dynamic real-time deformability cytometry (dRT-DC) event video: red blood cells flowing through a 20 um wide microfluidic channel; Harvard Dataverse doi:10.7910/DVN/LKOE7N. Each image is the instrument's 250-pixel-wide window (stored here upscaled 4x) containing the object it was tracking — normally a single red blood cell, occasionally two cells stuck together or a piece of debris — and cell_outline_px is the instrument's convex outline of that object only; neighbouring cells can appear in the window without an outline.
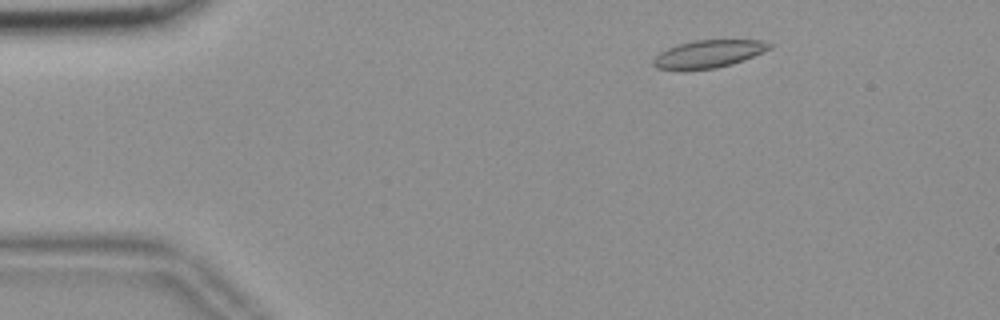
{"species": "common noctule bat (a hibernating species)", "species_latin": "Nyctalus noctula", "temperature_condition": "room temperature", "stored_images_in_passage": 53, "camera_frame_rate_fps": 3000, "um_per_image_px": 0.085, "animal": {"sex": "female", "body_mass_g": 18.4}, "frame": {"image": 1, "passage_image": 6, "time_ms": 1.667, "image_size_px": [1000, 320], "cell_outline_px": [[772, 48], [744, 60], [732, 64], [716, 68], [656, 68], [652, 64], [652, 60], [660, 52], [676, 44], [696, 40], [760, 40], [772, 44]], "centroid_in_image_um": [60.26, 4.55], "position_along_channel_um": 24.7, "area_um2": 18.32}}
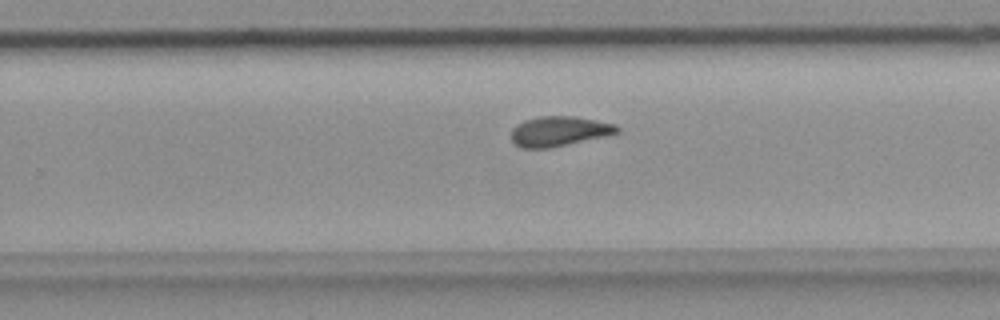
{"frame": {"image": 2, "passage_image": 33, "time_ms": 10.667, "image_size_px": [1000, 320], "cell_outline_px": [[620, 132], [604, 136], [552, 148], [524, 148], [516, 144], [512, 140], [512, 128], [516, 124], [524, 120], [540, 116], [572, 116], [596, 120], [616, 124], [620, 128]], "centroid_in_image_um": [47.53, 11.15], "position_along_channel_um": 282.3, "area_um2": 18.44}}
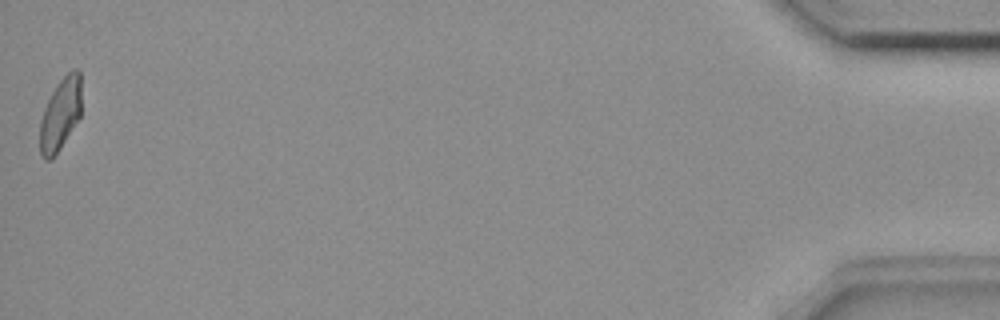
{"frame": {"image": 3, "passage_image": 53, "time_ms": 17.333, "image_size_px": [1000, 320], "cell_outline_px": [[80, 116], [60, 148], [48, 160], [44, 160], [40, 156], [40, 120], [44, 108], [56, 84], [72, 68], [80, 68]], "centroid_in_image_um": [5.12, 9.67], "position_along_channel_um": 430.1, "area_um2": 17.28}, "authors_computed_cell_mechanics": {"area_um2": 18.5538, "velocity_mm_per_s": 3.6643, "shape_relaxation_time_tau1_ms": null, "shape_relaxation_time_tau2_ms": 2.6441, "deformation_change_tau1": null, "deformation_change_tau2": 0.0984}}